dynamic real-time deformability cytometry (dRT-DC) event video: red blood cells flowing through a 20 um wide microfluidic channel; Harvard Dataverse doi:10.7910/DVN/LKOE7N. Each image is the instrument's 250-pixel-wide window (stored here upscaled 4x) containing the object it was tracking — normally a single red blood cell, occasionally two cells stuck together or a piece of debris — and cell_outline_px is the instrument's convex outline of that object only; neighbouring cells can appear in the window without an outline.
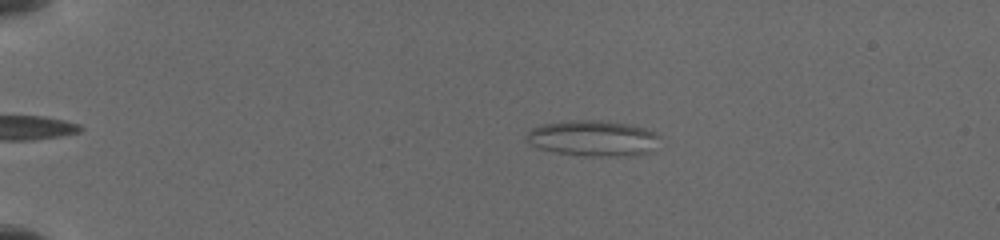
{"species": "common noctule bat (a hibernating species)", "species_latin": "Nyctalus noctula", "temperature_condition": "cold", "stored_images_in_passage": 30, "camera_frame_rate_fps": 3000, "um_per_image_px": 0.085, "animal": {"sex": "female", "body_mass_g": 19.5, "forearm_length_mm": 54.1}, "frame": {"image": 1, "passage_image": 4, "time_ms": 1.0, "image_size_px": [1000, 240], "cell_outline_px": [[660, 136], [652, 152], [632, 156], [584, 156], [556, 152], [540, 148], [528, 144], [524, 140], [524, 136], [532, 128], [540, 124], [568, 120], [600, 120], [628, 124], [644, 128], [656, 132]], "centroid_in_image_um": [50.38, 11.75], "position_along_channel_um": 34.6, "area_um2": 28.21}}
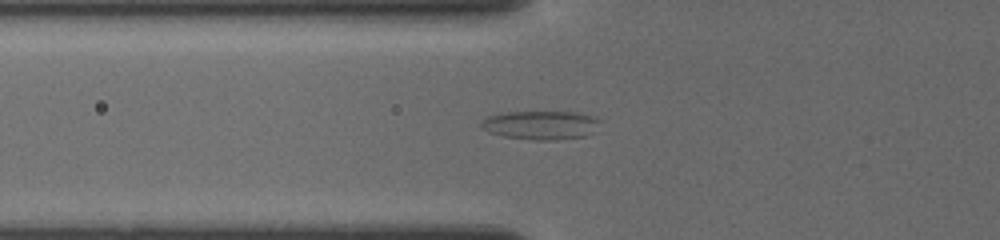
{"frame": {"image": 2, "passage_image": 23, "time_ms": 4.0, "image_size_px": [1000, 240], "cell_outline_px": [[600, 120], [584, 136], [556, 140], [536, 140], [504, 136], [488, 132], [480, 128], [480, 124], [484, 116], [504, 112], [572, 112], [592, 116]], "centroid_in_image_um": [45.82, 10.62], "position_along_channel_um": 80.0, "area_um2": 19.59}}